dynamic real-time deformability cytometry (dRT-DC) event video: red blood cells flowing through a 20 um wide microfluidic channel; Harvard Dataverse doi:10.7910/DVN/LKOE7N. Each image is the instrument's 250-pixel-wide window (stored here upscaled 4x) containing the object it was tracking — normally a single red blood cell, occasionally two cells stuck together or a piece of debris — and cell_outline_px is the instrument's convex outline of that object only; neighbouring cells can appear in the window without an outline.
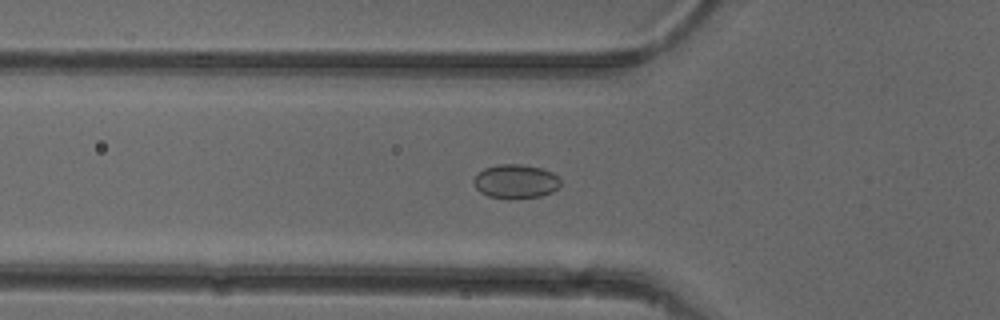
{"species": "common noctule bat (a hibernating species)", "species_latin": "Nyctalus noctula", "temperature_condition": "cold", "stored_images_in_passage": 36, "camera_frame_rate_fps": 3000, "um_per_image_px": 0.085, "animal": {"sex": "female"}, "frame": {"image": 1, "passage_image": 8, "time_ms": 2.333, "image_size_px": [1000, 320], "cell_outline_px": [[560, 184], [552, 192], [540, 196], [508, 200], [488, 196], [480, 192], [476, 188], [472, 180], [484, 168], [496, 164], [520, 164], [540, 168], [552, 172], [560, 176]], "centroid_in_image_um": [43.82, 15.43], "position_along_channel_um": 82.0, "area_um2": 17.4}}
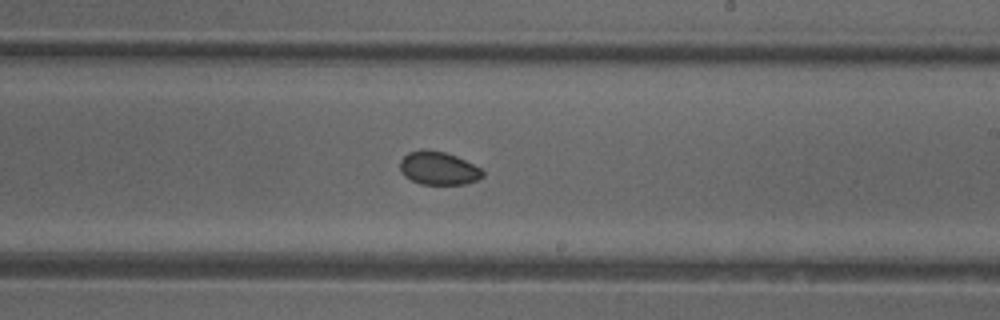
{"frame": {"image": 2, "passage_image": 21, "time_ms": 6.667, "image_size_px": [1000, 320], "cell_outline_px": [[484, 176], [476, 180], [464, 184], [420, 184], [404, 176], [400, 172], [400, 160], [408, 152], [420, 148], [428, 148], [444, 152], [456, 156], [480, 168], [484, 172]], "centroid_in_image_um": [37.23, 14.28], "position_along_channel_um": 251.8, "area_um2": 16.13}}
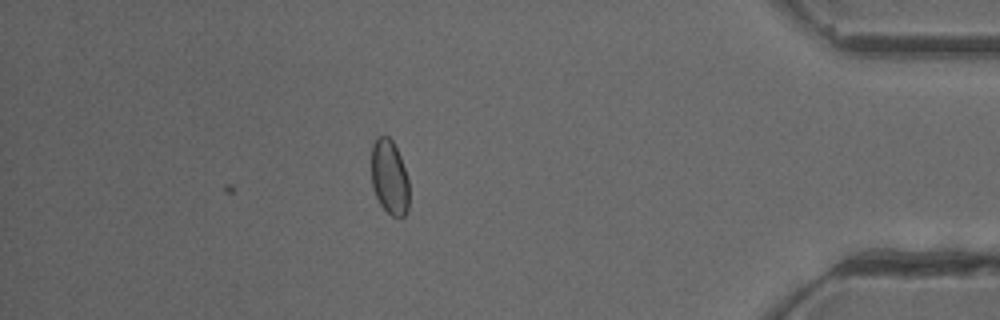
{"frame": {"image": 3, "passage_image": 36, "time_ms": 11.667, "image_size_px": [1000, 320], "cell_outline_px": [[408, 208], [404, 216], [392, 216], [380, 204], [372, 188], [372, 144], [376, 136], [388, 136], [392, 140], [400, 156], [408, 180]], "centroid_in_image_um": [33.09, 15.04], "position_along_channel_um": 402.1, "area_um2": 16.3}, "authors_computed_cell_mechanics": {"area_um2": 16.3863, "velocity_mm_per_s": 3.8964, "shape_relaxation_time_tau1_ms": null, "shape_relaxation_time_tau2_ms": 7.4627, "deformation_change_tau1": null, "deformation_change_tau2": 0.0609}}